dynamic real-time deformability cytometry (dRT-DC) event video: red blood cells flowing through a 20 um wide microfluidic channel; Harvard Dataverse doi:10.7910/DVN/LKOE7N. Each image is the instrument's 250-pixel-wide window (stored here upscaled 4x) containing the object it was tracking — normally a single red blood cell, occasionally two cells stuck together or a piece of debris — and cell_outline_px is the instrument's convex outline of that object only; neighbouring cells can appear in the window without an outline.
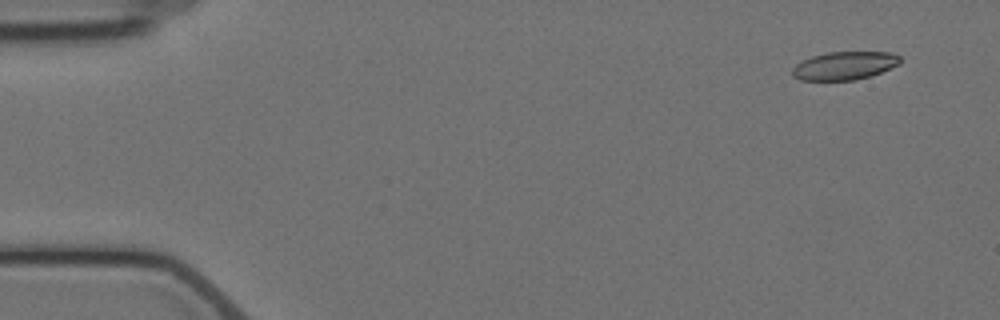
{"species": "Egyptian fruit bat (a non-hibernating species)", "species_latin": "Rousettus aegyptiacus", "temperature_condition": "cold", "stored_images_in_passage": 4, "camera_frame_rate_fps": 3000, "um_per_image_px": 0.085, "animal": {"sex": "female"}, "frame": {"image": 1, "passage_image": 1, "time_ms": 0.0, "image_size_px": [1000, 320], "cell_outline_px": [[900, 64], [872, 76], [856, 80], [800, 80], [792, 76], [792, 68], [796, 64], [812, 56], [828, 52], [892, 52], [900, 56]], "centroid_in_image_um": [71.8, 5.58], "position_along_channel_um": 13.2, "area_um2": 17.8}}
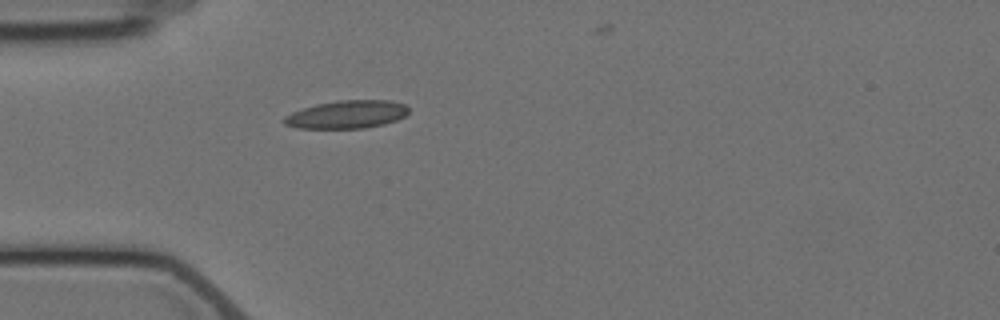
{"frame": {"image": 2, "passage_image": 4, "time_ms": 4.333, "image_size_px": [1000, 320], "cell_outline_px": [[408, 112], [404, 116], [396, 120], [384, 124], [364, 128], [296, 128], [284, 124], [284, 116], [292, 112], [316, 104], [336, 100], [388, 100], [404, 104], [408, 108]], "centroid_in_image_um": [29.47, 9.72], "position_along_channel_um": 55.5, "area_um2": 20.23}}